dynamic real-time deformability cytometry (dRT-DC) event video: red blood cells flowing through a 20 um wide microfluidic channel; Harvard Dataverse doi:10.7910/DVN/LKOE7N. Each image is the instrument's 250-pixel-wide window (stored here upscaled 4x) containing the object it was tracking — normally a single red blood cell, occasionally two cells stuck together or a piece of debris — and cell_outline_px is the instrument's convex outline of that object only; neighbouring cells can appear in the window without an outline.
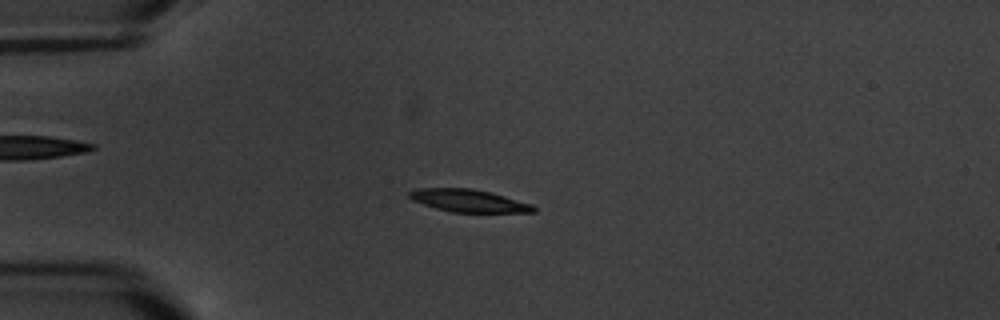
{"species": "common noctule bat (a hibernating species)", "species_latin": "Nyctalus noctula", "temperature_condition": "warm", "stored_images_in_passage": 7, "camera_frame_rate_fps": 3000, "um_per_image_px": 0.085, "animal": {"sex": "male", "body_mass_g": 20.1, "forearm_length_mm": 53.5}, "frame": {"image": 1, "passage_image": 4, "time_ms": 3.667, "image_size_px": [1000, 320], "cell_outline_px": [[536, 212], [452, 212], [436, 208], [412, 200], [408, 196], [408, 192], [416, 188], [472, 188], [504, 196], [532, 204], [536, 208]], "centroid_in_image_um": [39.81, 17.05], "position_along_channel_um": 45.2, "area_um2": 16.18}}